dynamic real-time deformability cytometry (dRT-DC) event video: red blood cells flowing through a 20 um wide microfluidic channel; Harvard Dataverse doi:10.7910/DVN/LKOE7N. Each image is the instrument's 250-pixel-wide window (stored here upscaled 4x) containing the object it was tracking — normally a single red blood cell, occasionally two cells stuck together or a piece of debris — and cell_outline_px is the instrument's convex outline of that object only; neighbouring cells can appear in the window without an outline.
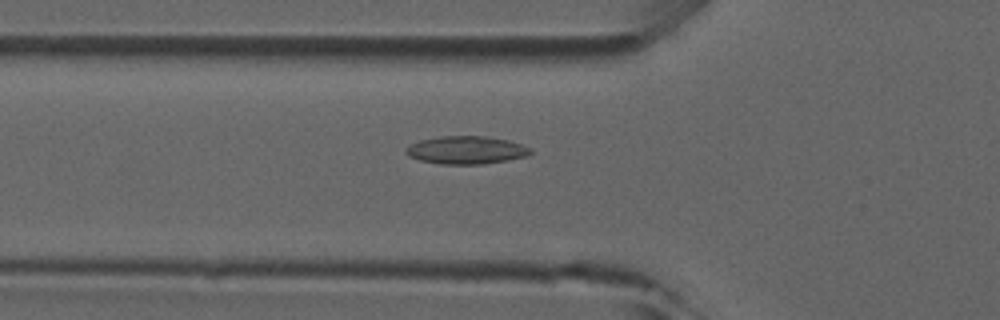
{"species": "common noctule bat (a hibernating species)", "species_latin": "Nyctalus noctula", "temperature_condition": "room temperature", "stored_images_in_passage": 38, "camera_frame_rate_fps": 3000, "um_per_image_px": 0.085, "animal": {"sex": "male", "forearm_length_mm": 52.5}, "frame": {"image": 1, "passage_image": 6, "time_ms": 1.667, "image_size_px": [1000, 320], "cell_outline_px": [[532, 152], [528, 156], [508, 160], [484, 164], [440, 164], [420, 160], [408, 156], [404, 152], [404, 148], [420, 140], [440, 136], [488, 136], [508, 140], [532, 148]], "centroid_in_image_um": [39.64, 12.76], "position_along_channel_um": 86.2, "area_um2": 20.4}}